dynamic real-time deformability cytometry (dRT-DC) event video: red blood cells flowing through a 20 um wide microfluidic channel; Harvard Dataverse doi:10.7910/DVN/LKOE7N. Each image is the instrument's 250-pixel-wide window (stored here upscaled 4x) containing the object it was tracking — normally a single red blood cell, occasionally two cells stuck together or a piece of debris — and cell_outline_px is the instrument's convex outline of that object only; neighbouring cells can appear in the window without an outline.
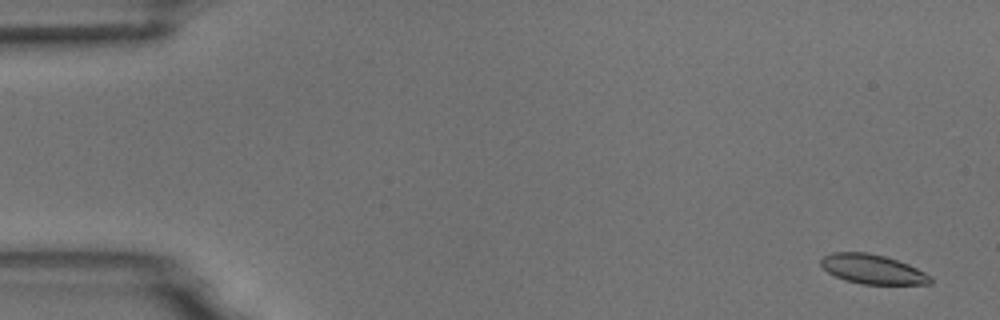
{"species": "common noctule bat (a hibernating species)", "species_latin": "Nyctalus noctula", "temperature_condition": "room temperature", "stored_images_in_passage": 57, "camera_frame_rate_fps": 3000, "um_per_image_px": 0.085, "animal": {"sex": "male", "body_mass_g": 18.8}, "frame": {"image": 1, "passage_image": 3, "time_ms": 0.667, "image_size_px": [1000, 320], "cell_outline_px": [[932, 284], [860, 284], [844, 280], [828, 272], [820, 264], [820, 260], [824, 256], [832, 252], [868, 252], [884, 256], [908, 264], [932, 276]], "centroid_in_image_um": [74.17, 22.88], "position_along_channel_um": 10.8, "area_um2": 18.79}}
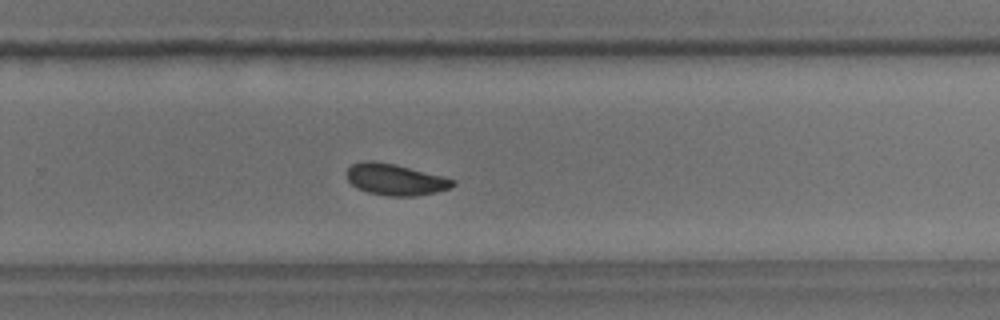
{"frame": {"image": 2, "passage_image": 37, "time_ms": 12.0, "image_size_px": [1000, 320], "cell_outline_px": [[456, 184], [452, 188], [436, 192], [412, 196], [388, 196], [368, 192], [356, 188], [348, 180], [348, 168], [352, 164], [364, 160], [372, 160], [396, 164], [456, 180]], "centroid_in_image_um": [33.61, 15.26], "position_along_channel_um": 296.2, "area_um2": 19.36}}
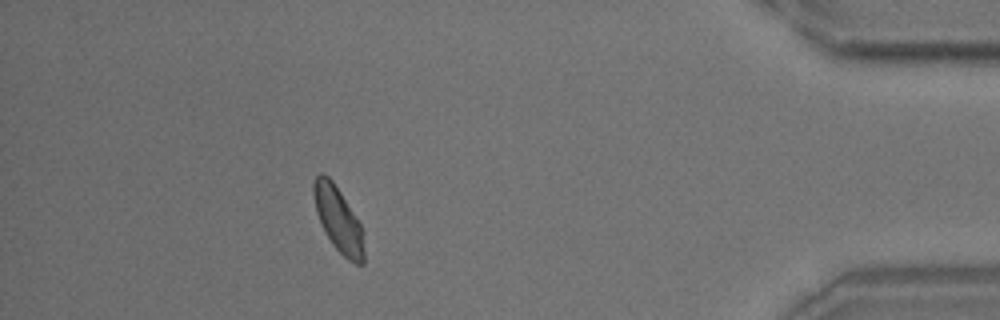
{"frame": {"image": 3, "passage_image": 50, "time_ms": 16.333, "image_size_px": [1000, 320], "cell_outline_px": [[364, 264], [356, 264], [348, 260], [332, 244], [324, 232], [316, 212], [312, 192], [312, 184], [316, 176], [320, 172], [324, 172], [332, 180], [340, 192], [360, 224], [364, 232]], "centroid_in_image_um": [28.74, 18.65], "position_along_channel_um": 406.5, "area_um2": 19.19}, "authors_computed_cell_mechanics": {"area_um2": 19.2474, "velocity_mm_per_s": 3.6772, "shape_relaxation_time_tau1_ms": 5.0866, "shape_relaxation_time_tau2_ms": 3.6206, "deformation_change_tau1": 0.1333, "deformation_change_tau2": 0.0632}}